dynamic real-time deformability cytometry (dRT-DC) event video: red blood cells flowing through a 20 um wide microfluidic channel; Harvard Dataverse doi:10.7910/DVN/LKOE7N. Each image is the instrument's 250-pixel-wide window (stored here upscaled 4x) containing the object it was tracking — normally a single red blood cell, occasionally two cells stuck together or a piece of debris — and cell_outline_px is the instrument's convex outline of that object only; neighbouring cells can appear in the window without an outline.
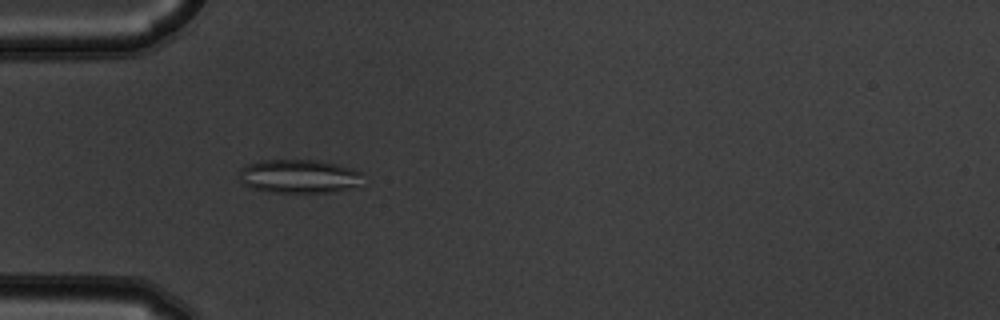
{"species": "common noctule bat (a hibernating species)", "species_latin": "Nyctalus noctula", "temperature_condition": "warm", "stored_images_in_passage": 50, "camera_frame_rate_fps": 3000, "um_per_image_px": 0.085, "animal": {"sex": "male", "body_mass_g": 19.5, "forearm_length_mm": 54.6}, "frame": {"image": 1, "passage_image": 13, "time_ms": 4.0, "image_size_px": [1000, 320], "cell_outline_px": [[364, 172], [360, 188], [332, 192], [268, 192], [252, 188], [244, 184], [240, 180], [240, 168], [248, 164], [260, 160], [316, 160], [336, 164], [352, 168]], "centroid_in_image_um": [25.49, 14.99], "position_along_channel_um": 59.5, "area_um2": 24.68}}
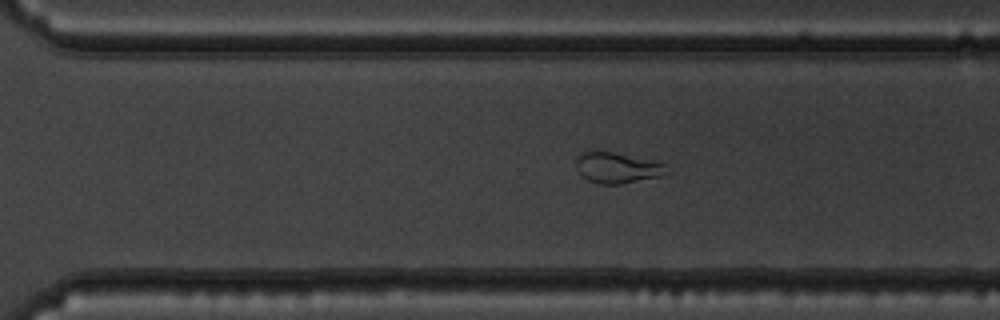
{"frame": {"image": 2, "passage_image": 34, "time_ms": 11.0, "image_size_px": [1000, 320], "cell_outline_px": [[668, 172], [660, 176], [620, 184], [596, 184], [588, 180], [580, 172], [576, 164], [576, 160], [584, 152], [612, 152], [664, 164]], "centroid_in_image_um": [52.45, 14.29], "position_along_channel_um": 318.2, "area_um2": 15.55}}
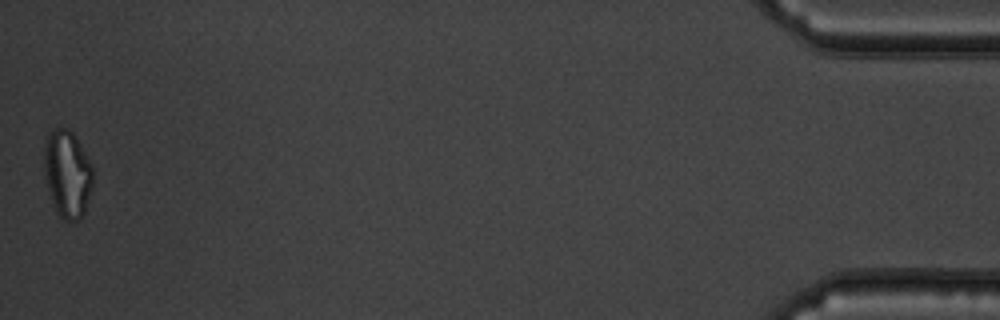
{"frame": {"image": 3, "passage_image": 50, "time_ms": 16.333, "image_size_px": [1000, 320], "cell_outline_px": [[92, 184], [84, 212], [80, 220], [64, 220], [56, 212], [52, 204], [44, 176], [44, 144], [48, 132], [56, 128], [68, 128], [76, 136], [92, 164]], "centroid_in_image_um": [5.7, 14.75], "position_along_channel_um": 429.5, "area_um2": 25.03}, "authors_computed_cell_mechanics": {"area_um2": 21.7328, "velocity_mm_per_s": 3.7584, "shape_relaxation_time_tau1_ms": null, "shape_relaxation_time_tau2_ms": 1.1301, "deformation_change_tau1": null, "deformation_change_tau2": 0.0747}}